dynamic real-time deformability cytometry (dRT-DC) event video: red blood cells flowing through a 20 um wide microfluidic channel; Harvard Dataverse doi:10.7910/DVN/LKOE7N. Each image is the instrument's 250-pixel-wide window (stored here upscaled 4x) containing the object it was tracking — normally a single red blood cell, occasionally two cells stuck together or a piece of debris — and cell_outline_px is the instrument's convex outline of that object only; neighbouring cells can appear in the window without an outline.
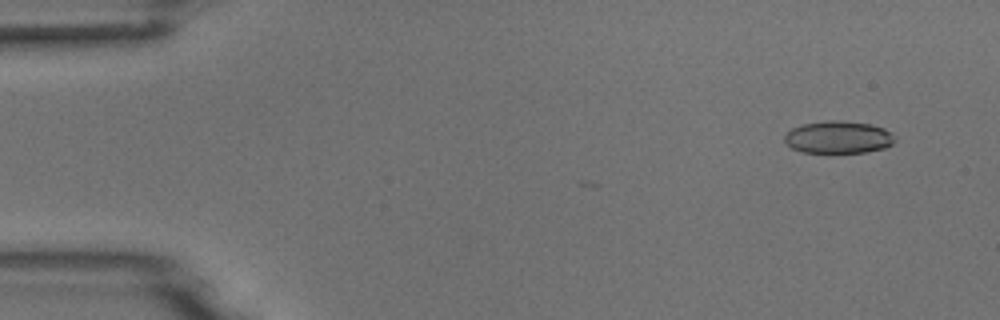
{"species": "common noctule bat (a hibernating species)", "species_latin": "Nyctalus noctula", "temperature_condition": "room temperature", "stored_images_in_passage": 4, "camera_frame_rate_fps": 3000, "um_per_image_px": 0.085, "animal": {"sex": "male", "body_mass_g": 18.8}, "frame": {"image": 1, "passage_image": 1, "time_ms": 0.0, "image_size_px": [1000, 320], "cell_outline_px": [[896, 140], [892, 144], [884, 148], [864, 152], [804, 152], [792, 148], [784, 140], [784, 136], [792, 128], [804, 124], [828, 120], [836, 120], [872, 124], [884, 128], [896, 136]], "centroid_in_image_um": [71.29, 11.66], "position_along_channel_um": 13.7, "area_um2": 20.69}}
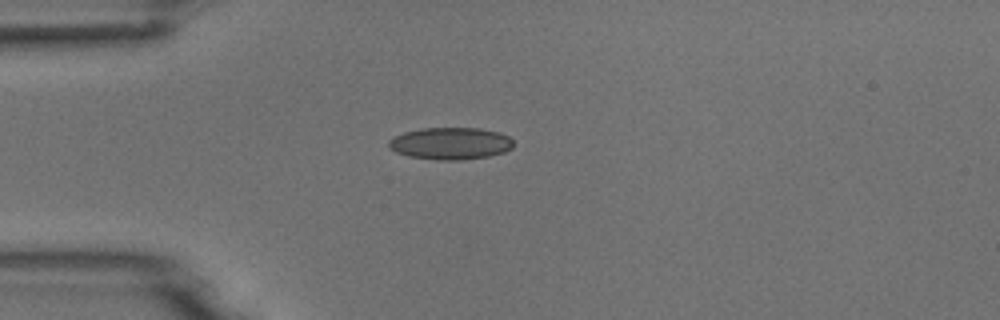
{"frame": {"image": 2, "passage_image": 4, "time_ms": 3.333, "image_size_px": [1000, 320], "cell_outline_px": [[512, 148], [504, 152], [488, 156], [460, 160], [440, 160], [408, 156], [396, 152], [388, 144], [388, 140], [392, 136], [404, 132], [420, 128], [480, 128], [500, 132], [508, 136], [512, 140]], "centroid_in_image_um": [38.28, 12.18], "position_along_channel_um": 46.7, "area_um2": 23.35}}